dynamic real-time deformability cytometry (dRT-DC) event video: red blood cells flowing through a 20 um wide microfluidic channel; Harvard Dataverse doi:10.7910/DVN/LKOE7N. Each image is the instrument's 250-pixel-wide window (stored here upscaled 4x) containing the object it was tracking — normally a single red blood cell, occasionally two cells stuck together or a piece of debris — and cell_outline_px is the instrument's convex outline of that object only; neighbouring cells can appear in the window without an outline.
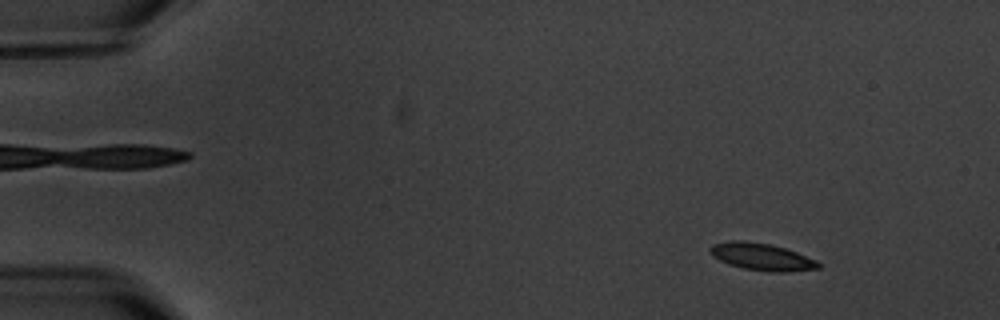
{"species": "common noctule bat (a hibernating species)", "species_latin": "Nyctalus noctula", "temperature_condition": "warm", "stored_images_in_passage": 4, "camera_frame_rate_fps": 3000, "um_per_image_px": 0.085, "animal": {"sex": "male", "body_mass_g": 20.1, "forearm_length_mm": 53.5}, "frame": {"image": 1, "passage_image": 1, "time_ms": 0.0, "image_size_px": [1000, 320], "cell_outline_px": [[820, 268], [788, 272], [768, 272], [744, 268], [728, 264], [712, 256], [708, 248], [712, 244], [728, 240], [744, 240], [768, 244], [784, 248], [796, 252], [816, 260], [820, 264]], "centroid_in_image_um": [64.71, 21.82], "position_along_channel_um": 20.3, "area_um2": 17.17}}
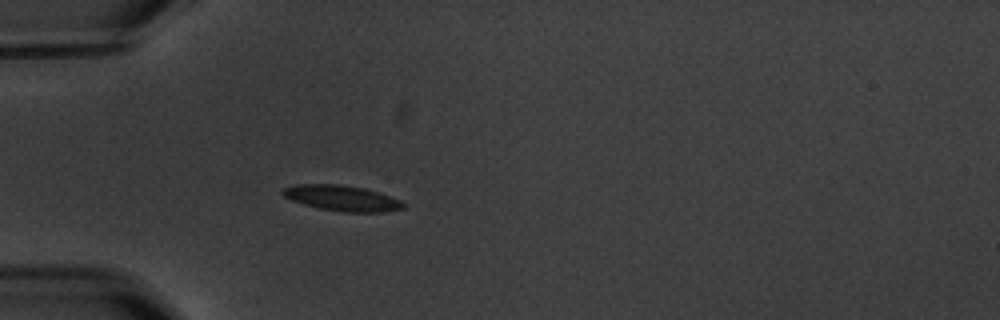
{"frame": {"image": 2, "passage_image": 4, "time_ms": 3.667, "image_size_px": [1000, 320], "cell_outline_px": [[404, 208], [384, 212], [344, 212], [320, 208], [304, 204], [292, 200], [284, 196], [280, 192], [284, 188], [296, 184], [340, 184], [364, 188], [400, 200], [404, 204]], "centroid_in_image_um": [29.04, 16.84], "position_along_channel_um": 56.0, "area_um2": 17.74}}